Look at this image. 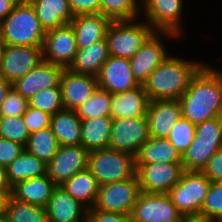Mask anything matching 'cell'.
Returning <instances> with one entry per match:
<instances>
[{
    "label": "cell",
    "instance_id": "obj_1",
    "mask_svg": "<svg viewBox=\"0 0 222 222\" xmlns=\"http://www.w3.org/2000/svg\"><path fill=\"white\" fill-rule=\"evenodd\" d=\"M182 117L195 126L222 114V71L205 64L178 99Z\"/></svg>",
    "mask_w": 222,
    "mask_h": 222
},
{
    "label": "cell",
    "instance_id": "obj_2",
    "mask_svg": "<svg viewBox=\"0 0 222 222\" xmlns=\"http://www.w3.org/2000/svg\"><path fill=\"white\" fill-rule=\"evenodd\" d=\"M204 65L198 61L168 56L143 84L149 101L178 100Z\"/></svg>",
    "mask_w": 222,
    "mask_h": 222
},
{
    "label": "cell",
    "instance_id": "obj_3",
    "mask_svg": "<svg viewBox=\"0 0 222 222\" xmlns=\"http://www.w3.org/2000/svg\"><path fill=\"white\" fill-rule=\"evenodd\" d=\"M45 33L30 2H18L10 15L0 22L3 45L42 47Z\"/></svg>",
    "mask_w": 222,
    "mask_h": 222
},
{
    "label": "cell",
    "instance_id": "obj_4",
    "mask_svg": "<svg viewBox=\"0 0 222 222\" xmlns=\"http://www.w3.org/2000/svg\"><path fill=\"white\" fill-rule=\"evenodd\" d=\"M222 148V117L196 125L193 142L182 154L184 171H199L207 166L210 157Z\"/></svg>",
    "mask_w": 222,
    "mask_h": 222
},
{
    "label": "cell",
    "instance_id": "obj_5",
    "mask_svg": "<svg viewBox=\"0 0 222 222\" xmlns=\"http://www.w3.org/2000/svg\"><path fill=\"white\" fill-rule=\"evenodd\" d=\"M88 169L99 186L136 177L135 156L130 153L106 149L89 152Z\"/></svg>",
    "mask_w": 222,
    "mask_h": 222
},
{
    "label": "cell",
    "instance_id": "obj_6",
    "mask_svg": "<svg viewBox=\"0 0 222 222\" xmlns=\"http://www.w3.org/2000/svg\"><path fill=\"white\" fill-rule=\"evenodd\" d=\"M154 32L146 21H112L106 34L110 56L131 59Z\"/></svg>",
    "mask_w": 222,
    "mask_h": 222
},
{
    "label": "cell",
    "instance_id": "obj_7",
    "mask_svg": "<svg viewBox=\"0 0 222 222\" xmlns=\"http://www.w3.org/2000/svg\"><path fill=\"white\" fill-rule=\"evenodd\" d=\"M210 184L211 181L202 172L184 171L168 195L183 217L198 216Z\"/></svg>",
    "mask_w": 222,
    "mask_h": 222
},
{
    "label": "cell",
    "instance_id": "obj_8",
    "mask_svg": "<svg viewBox=\"0 0 222 222\" xmlns=\"http://www.w3.org/2000/svg\"><path fill=\"white\" fill-rule=\"evenodd\" d=\"M141 193L137 177L99 186L94 206L89 210L131 215Z\"/></svg>",
    "mask_w": 222,
    "mask_h": 222
},
{
    "label": "cell",
    "instance_id": "obj_9",
    "mask_svg": "<svg viewBox=\"0 0 222 222\" xmlns=\"http://www.w3.org/2000/svg\"><path fill=\"white\" fill-rule=\"evenodd\" d=\"M149 137L146 115L143 117L113 119L108 148L136 156L142 144Z\"/></svg>",
    "mask_w": 222,
    "mask_h": 222
},
{
    "label": "cell",
    "instance_id": "obj_10",
    "mask_svg": "<svg viewBox=\"0 0 222 222\" xmlns=\"http://www.w3.org/2000/svg\"><path fill=\"white\" fill-rule=\"evenodd\" d=\"M163 35L168 39L180 37L168 31H155L138 52L129 59L131 72L139 85H143L151 72L169 56L161 41Z\"/></svg>",
    "mask_w": 222,
    "mask_h": 222
},
{
    "label": "cell",
    "instance_id": "obj_11",
    "mask_svg": "<svg viewBox=\"0 0 222 222\" xmlns=\"http://www.w3.org/2000/svg\"><path fill=\"white\" fill-rule=\"evenodd\" d=\"M184 172L182 163L136 164L141 192L168 194Z\"/></svg>",
    "mask_w": 222,
    "mask_h": 222
},
{
    "label": "cell",
    "instance_id": "obj_12",
    "mask_svg": "<svg viewBox=\"0 0 222 222\" xmlns=\"http://www.w3.org/2000/svg\"><path fill=\"white\" fill-rule=\"evenodd\" d=\"M132 222H179L178 212L168 194L141 192L131 212Z\"/></svg>",
    "mask_w": 222,
    "mask_h": 222
},
{
    "label": "cell",
    "instance_id": "obj_13",
    "mask_svg": "<svg viewBox=\"0 0 222 222\" xmlns=\"http://www.w3.org/2000/svg\"><path fill=\"white\" fill-rule=\"evenodd\" d=\"M77 51L76 36L70 23L46 31L42 45L44 61L68 69Z\"/></svg>",
    "mask_w": 222,
    "mask_h": 222
},
{
    "label": "cell",
    "instance_id": "obj_14",
    "mask_svg": "<svg viewBox=\"0 0 222 222\" xmlns=\"http://www.w3.org/2000/svg\"><path fill=\"white\" fill-rule=\"evenodd\" d=\"M183 0H141V12L145 21L155 31L181 34ZM143 10V11H142Z\"/></svg>",
    "mask_w": 222,
    "mask_h": 222
},
{
    "label": "cell",
    "instance_id": "obj_15",
    "mask_svg": "<svg viewBox=\"0 0 222 222\" xmlns=\"http://www.w3.org/2000/svg\"><path fill=\"white\" fill-rule=\"evenodd\" d=\"M42 58V47L3 45L0 74L10 83L24 77Z\"/></svg>",
    "mask_w": 222,
    "mask_h": 222
},
{
    "label": "cell",
    "instance_id": "obj_16",
    "mask_svg": "<svg viewBox=\"0 0 222 222\" xmlns=\"http://www.w3.org/2000/svg\"><path fill=\"white\" fill-rule=\"evenodd\" d=\"M89 151L82 145L60 146L47 164V175L56 186L62 185L76 173L88 168Z\"/></svg>",
    "mask_w": 222,
    "mask_h": 222
},
{
    "label": "cell",
    "instance_id": "obj_17",
    "mask_svg": "<svg viewBox=\"0 0 222 222\" xmlns=\"http://www.w3.org/2000/svg\"><path fill=\"white\" fill-rule=\"evenodd\" d=\"M59 85L64 109L73 111L85 103L98 87L97 77L77 74L69 69H63Z\"/></svg>",
    "mask_w": 222,
    "mask_h": 222
},
{
    "label": "cell",
    "instance_id": "obj_18",
    "mask_svg": "<svg viewBox=\"0 0 222 222\" xmlns=\"http://www.w3.org/2000/svg\"><path fill=\"white\" fill-rule=\"evenodd\" d=\"M98 87L111 94L133 90L140 85L131 72L129 59L110 56L97 76Z\"/></svg>",
    "mask_w": 222,
    "mask_h": 222
},
{
    "label": "cell",
    "instance_id": "obj_19",
    "mask_svg": "<svg viewBox=\"0 0 222 222\" xmlns=\"http://www.w3.org/2000/svg\"><path fill=\"white\" fill-rule=\"evenodd\" d=\"M181 117L179 100L149 101L146 118L150 137L168 138L172 127Z\"/></svg>",
    "mask_w": 222,
    "mask_h": 222
},
{
    "label": "cell",
    "instance_id": "obj_20",
    "mask_svg": "<svg viewBox=\"0 0 222 222\" xmlns=\"http://www.w3.org/2000/svg\"><path fill=\"white\" fill-rule=\"evenodd\" d=\"M63 71L61 66L41 60V62L29 71L24 77L17 79L13 84L22 96L29 100L41 89L56 87L60 82Z\"/></svg>",
    "mask_w": 222,
    "mask_h": 222
},
{
    "label": "cell",
    "instance_id": "obj_21",
    "mask_svg": "<svg viewBox=\"0 0 222 222\" xmlns=\"http://www.w3.org/2000/svg\"><path fill=\"white\" fill-rule=\"evenodd\" d=\"M88 208L57 186L46 206L49 222H79L88 216Z\"/></svg>",
    "mask_w": 222,
    "mask_h": 222
},
{
    "label": "cell",
    "instance_id": "obj_22",
    "mask_svg": "<svg viewBox=\"0 0 222 222\" xmlns=\"http://www.w3.org/2000/svg\"><path fill=\"white\" fill-rule=\"evenodd\" d=\"M112 20L102 14L76 15L70 24L75 32L77 48L83 49L106 38Z\"/></svg>",
    "mask_w": 222,
    "mask_h": 222
},
{
    "label": "cell",
    "instance_id": "obj_23",
    "mask_svg": "<svg viewBox=\"0 0 222 222\" xmlns=\"http://www.w3.org/2000/svg\"><path fill=\"white\" fill-rule=\"evenodd\" d=\"M56 187L46 174L16 183L12 186L10 196L19 202L46 208Z\"/></svg>",
    "mask_w": 222,
    "mask_h": 222
},
{
    "label": "cell",
    "instance_id": "obj_24",
    "mask_svg": "<svg viewBox=\"0 0 222 222\" xmlns=\"http://www.w3.org/2000/svg\"><path fill=\"white\" fill-rule=\"evenodd\" d=\"M149 99L143 85L121 93L112 94L111 117L133 118L143 117L147 114Z\"/></svg>",
    "mask_w": 222,
    "mask_h": 222
},
{
    "label": "cell",
    "instance_id": "obj_25",
    "mask_svg": "<svg viewBox=\"0 0 222 222\" xmlns=\"http://www.w3.org/2000/svg\"><path fill=\"white\" fill-rule=\"evenodd\" d=\"M30 3L45 32L69 24L74 18L68 0H32Z\"/></svg>",
    "mask_w": 222,
    "mask_h": 222
},
{
    "label": "cell",
    "instance_id": "obj_26",
    "mask_svg": "<svg viewBox=\"0 0 222 222\" xmlns=\"http://www.w3.org/2000/svg\"><path fill=\"white\" fill-rule=\"evenodd\" d=\"M109 57L108 43L105 38L87 48L78 49L68 69L77 74H87L97 77L101 67Z\"/></svg>",
    "mask_w": 222,
    "mask_h": 222
},
{
    "label": "cell",
    "instance_id": "obj_27",
    "mask_svg": "<svg viewBox=\"0 0 222 222\" xmlns=\"http://www.w3.org/2000/svg\"><path fill=\"white\" fill-rule=\"evenodd\" d=\"M135 162L136 164L182 163V155L167 138L149 137L140 147Z\"/></svg>",
    "mask_w": 222,
    "mask_h": 222
},
{
    "label": "cell",
    "instance_id": "obj_28",
    "mask_svg": "<svg viewBox=\"0 0 222 222\" xmlns=\"http://www.w3.org/2000/svg\"><path fill=\"white\" fill-rule=\"evenodd\" d=\"M81 122L77 113L70 109L51 115L50 128L60 146L81 144Z\"/></svg>",
    "mask_w": 222,
    "mask_h": 222
},
{
    "label": "cell",
    "instance_id": "obj_29",
    "mask_svg": "<svg viewBox=\"0 0 222 222\" xmlns=\"http://www.w3.org/2000/svg\"><path fill=\"white\" fill-rule=\"evenodd\" d=\"M111 116L96 117L82 120L81 144L89 152L108 148L112 130Z\"/></svg>",
    "mask_w": 222,
    "mask_h": 222
},
{
    "label": "cell",
    "instance_id": "obj_30",
    "mask_svg": "<svg viewBox=\"0 0 222 222\" xmlns=\"http://www.w3.org/2000/svg\"><path fill=\"white\" fill-rule=\"evenodd\" d=\"M60 187L88 209L94 206L99 190L97 179L88 168L76 173Z\"/></svg>",
    "mask_w": 222,
    "mask_h": 222
},
{
    "label": "cell",
    "instance_id": "obj_31",
    "mask_svg": "<svg viewBox=\"0 0 222 222\" xmlns=\"http://www.w3.org/2000/svg\"><path fill=\"white\" fill-rule=\"evenodd\" d=\"M6 172L8 182L12 187L20 181L46 175L47 164L24 149L23 152L6 167Z\"/></svg>",
    "mask_w": 222,
    "mask_h": 222
},
{
    "label": "cell",
    "instance_id": "obj_32",
    "mask_svg": "<svg viewBox=\"0 0 222 222\" xmlns=\"http://www.w3.org/2000/svg\"><path fill=\"white\" fill-rule=\"evenodd\" d=\"M60 145L51 128H45L31 133L25 145V150L31 155L48 164L57 153Z\"/></svg>",
    "mask_w": 222,
    "mask_h": 222
},
{
    "label": "cell",
    "instance_id": "obj_33",
    "mask_svg": "<svg viewBox=\"0 0 222 222\" xmlns=\"http://www.w3.org/2000/svg\"><path fill=\"white\" fill-rule=\"evenodd\" d=\"M4 212L9 222H49L46 208L19 202L10 195L5 199Z\"/></svg>",
    "mask_w": 222,
    "mask_h": 222
},
{
    "label": "cell",
    "instance_id": "obj_34",
    "mask_svg": "<svg viewBox=\"0 0 222 222\" xmlns=\"http://www.w3.org/2000/svg\"><path fill=\"white\" fill-rule=\"evenodd\" d=\"M111 97L112 94L109 91L97 87L91 97L75 112L81 120L111 116Z\"/></svg>",
    "mask_w": 222,
    "mask_h": 222
},
{
    "label": "cell",
    "instance_id": "obj_35",
    "mask_svg": "<svg viewBox=\"0 0 222 222\" xmlns=\"http://www.w3.org/2000/svg\"><path fill=\"white\" fill-rule=\"evenodd\" d=\"M140 3L138 0H100V14L112 21L137 20Z\"/></svg>",
    "mask_w": 222,
    "mask_h": 222
},
{
    "label": "cell",
    "instance_id": "obj_36",
    "mask_svg": "<svg viewBox=\"0 0 222 222\" xmlns=\"http://www.w3.org/2000/svg\"><path fill=\"white\" fill-rule=\"evenodd\" d=\"M29 106L40 109L50 115H54L64 109L60 85L58 84L56 87L45 90L41 89L29 99Z\"/></svg>",
    "mask_w": 222,
    "mask_h": 222
},
{
    "label": "cell",
    "instance_id": "obj_37",
    "mask_svg": "<svg viewBox=\"0 0 222 222\" xmlns=\"http://www.w3.org/2000/svg\"><path fill=\"white\" fill-rule=\"evenodd\" d=\"M29 135L22 116L0 117V138L14 141L25 147Z\"/></svg>",
    "mask_w": 222,
    "mask_h": 222
},
{
    "label": "cell",
    "instance_id": "obj_38",
    "mask_svg": "<svg viewBox=\"0 0 222 222\" xmlns=\"http://www.w3.org/2000/svg\"><path fill=\"white\" fill-rule=\"evenodd\" d=\"M196 126L184 117H181L172 127L168 140L175 146L181 155L194 140Z\"/></svg>",
    "mask_w": 222,
    "mask_h": 222
},
{
    "label": "cell",
    "instance_id": "obj_39",
    "mask_svg": "<svg viewBox=\"0 0 222 222\" xmlns=\"http://www.w3.org/2000/svg\"><path fill=\"white\" fill-rule=\"evenodd\" d=\"M200 216L222 220V182H211Z\"/></svg>",
    "mask_w": 222,
    "mask_h": 222
},
{
    "label": "cell",
    "instance_id": "obj_40",
    "mask_svg": "<svg viewBox=\"0 0 222 222\" xmlns=\"http://www.w3.org/2000/svg\"><path fill=\"white\" fill-rule=\"evenodd\" d=\"M29 107V100L22 96L14 87L7 92L0 109V117L22 116Z\"/></svg>",
    "mask_w": 222,
    "mask_h": 222
},
{
    "label": "cell",
    "instance_id": "obj_41",
    "mask_svg": "<svg viewBox=\"0 0 222 222\" xmlns=\"http://www.w3.org/2000/svg\"><path fill=\"white\" fill-rule=\"evenodd\" d=\"M22 117L30 134L50 127L51 115L40 109L29 106Z\"/></svg>",
    "mask_w": 222,
    "mask_h": 222
},
{
    "label": "cell",
    "instance_id": "obj_42",
    "mask_svg": "<svg viewBox=\"0 0 222 222\" xmlns=\"http://www.w3.org/2000/svg\"><path fill=\"white\" fill-rule=\"evenodd\" d=\"M24 149L19 143L0 138V165L6 168Z\"/></svg>",
    "mask_w": 222,
    "mask_h": 222
},
{
    "label": "cell",
    "instance_id": "obj_43",
    "mask_svg": "<svg viewBox=\"0 0 222 222\" xmlns=\"http://www.w3.org/2000/svg\"><path fill=\"white\" fill-rule=\"evenodd\" d=\"M202 173L211 182H222V148L210 157Z\"/></svg>",
    "mask_w": 222,
    "mask_h": 222
},
{
    "label": "cell",
    "instance_id": "obj_44",
    "mask_svg": "<svg viewBox=\"0 0 222 222\" xmlns=\"http://www.w3.org/2000/svg\"><path fill=\"white\" fill-rule=\"evenodd\" d=\"M74 16L100 14V0H68Z\"/></svg>",
    "mask_w": 222,
    "mask_h": 222
},
{
    "label": "cell",
    "instance_id": "obj_45",
    "mask_svg": "<svg viewBox=\"0 0 222 222\" xmlns=\"http://www.w3.org/2000/svg\"><path fill=\"white\" fill-rule=\"evenodd\" d=\"M90 222H132L130 215L99 210H88Z\"/></svg>",
    "mask_w": 222,
    "mask_h": 222
},
{
    "label": "cell",
    "instance_id": "obj_46",
    "mask_svg": "<svg viewBox=\"0 0 222 222\" xmlns=\"http://www.w3.org/2000/svg\"><path fill=\"white\" fill-rule=\"evenodd\" d=\"M12 187L8 182L6 168L0 165V192L8 197L11 194Z\"/></svg>",
    "mask_w": 222,
    "mask_h": 222
},
{
    "label": "cell",
    "instance_id": "obj_47",
    "mask_svg": "<svg viewBox=\"0 0 222 222\" xmlns=\"http://www.w3.org/2000/svg\"><path fill=\"white\" fill-rule=\"evenodd\" d=\"M17 3L16 0H0V22L10 15Z\"/></svg>",
    "mask_w": 222,
    "mask_h": 222
},
{
    "label": "cell",
    "instance_id": "obj_48",
    "mask_svg": "<svg viewBox=\"0 0 222 222\" xmlns=\"http://www.w3.org/2000/svg\"><path fill=\"white\" fill-rule=\"evenodd\" d=\"M12 87V83L7 81L1 74H0V109L2 106V103L4 102L7 92Z\"/></svg>",
    "mask_w": 222,
    "mask_h": 222
},
{
    "label": "cell",
    "instance_id": "obj_49",
    "mask_svg": "<svg viewBox=\"0 0 222 222\" xmlns=\"http://www.w3.org/2000/svg\"><path fill=\"white\" fill-rule=\"evenodd\" d=\"M185 222H219V221L198 215V216L185 217Z\"/></svg>",
    "mask_w": 222,
    "mask_h": 222
},
{
    "label": "cell",
    "instance_id": "obj_50",
    "mask_svg": "<svg viewBox=\"0 0 222 222\" xmlns=\"http://www.w3.org/2000/svg\"><path fill=\"white\" fill-rule=\"evenodd\" d=\"M6 197L0 192V212L4 211Z\"/></svg>",
    "mask_w": 222,
    "mask_h": 222
},
{
    "label": "cell",
    "instance_id": "obj_51",
    "mask_svg": "<svg viewBox=\"0 0 222 222\" xmlns=\"http://www.w3.org/2000/svg\"><path fill=\"white\" fill-rule=\"evenodd\" d=\"M0 222H9L5 212H0Z\"/></svg>",
    "mask_w": 222,
    "mask_h": 222
},
{
    "label": "cell",
    "instance_id": "obj_52",
    "mask_svg": "<svg viewBox=\"0 0 222 222\" xmlns=\"http://www.w3.org/2000/svg\"><path fill=\"white\" fill-rule=\"evenodd\" d=\"M2 50H3V44H2V42L0 41V60H1Z\"/></svg>",
    "mask_w": 222,
    "mask_h": 222
},
{
    "label": "cell",
    "instance_id": "obj_53",
    "mask_svg": "<svg viewBox=\"0 0 222 222\" xmlns=\"http://www.w3.org/2000/svg\"><path fill=\"white\" fill-rule=\"evenodd\" d=\"M16 1L20 3H26V2H31L32 0H16Z\"/></svg>",
    "mask_w": 222,
    "mask_h": 222
},
{
    "label": "cell",
    "instance_id": "obj_54",
    "mask_svg": "<svg viewBox=\"0 0 222 222\" xmlns=\"http://www.w3.org/2000/svg\"><path fill=\"white\" fill-rule=\"evenodd\" d=\"M79 222H90L89 221V217L87 216L86 218H84L83 220L79 221Z\"/></svg>",
    "mask_w": 222,
    "mask_h": 222
},
{
    "label": "cell",
    "instance_id": "obj_55",
    "mask_svg": "<svg viewBox=\"0 0 222 222\" xmlns=\"http://www.w3.org/2000/svg\"><path fill=\"white\" fill-rule=\"evenodd\" d=\"M179 222H185V217H183V219L181 221H179Z\"/></svg>",
    "mask_w": 222,
    "mask_h": 222
}]
</instances>
